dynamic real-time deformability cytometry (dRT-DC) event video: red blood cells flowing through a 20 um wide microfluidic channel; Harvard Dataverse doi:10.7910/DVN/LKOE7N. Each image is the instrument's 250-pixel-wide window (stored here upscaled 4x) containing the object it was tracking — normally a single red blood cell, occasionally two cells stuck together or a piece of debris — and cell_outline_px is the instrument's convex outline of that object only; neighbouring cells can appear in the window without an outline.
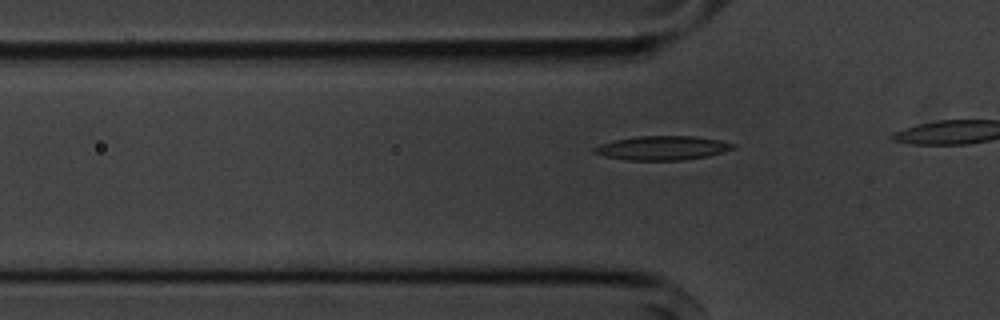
{"species": "common noctule bat (a hibernating species)", "species_latin": "Nyctalus noctula", "temperature_condition": "cold", "stored_images_in_passage": 16, "camera_frame_rate_fps": 3000, "um_per_image_px": 0.085, "animal": {"sex": "male", "body_mass_g": 20.1, "forearm_length_mm": 53.5}, "frame": {"image": 1, "passage_image": 10, "time_ms": 3.0, "image_size_px": [1000, 320], "cell_outline_px": [[736, 144], [732, 148], [720, 152], [704, 156], [680, 160], [624, 160], [604, 156], [592, 152], [592, 148], [600, 144], [612, 140], [636, 136], [692, 136], [720, 140]], "centroid_in_image_um": [56.19, 12.57], "position_along_channel_um": 69.6, "area_um2": 19.31}}
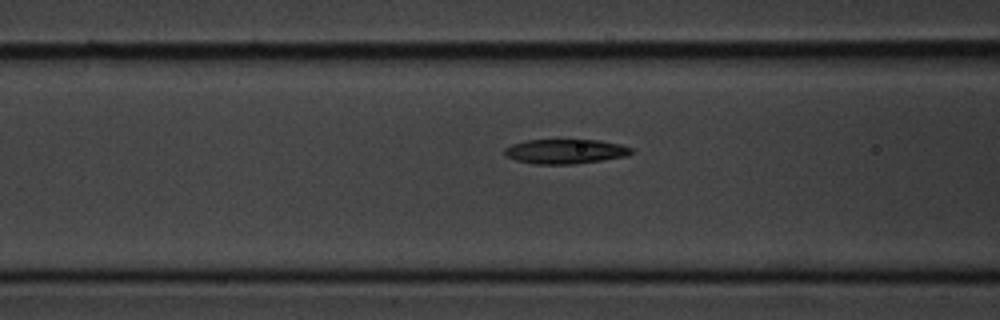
{"frame": {"image": 2, "passage_image": 14, "time_ms": 4.333, "image_size_px": [1000, 320], "cell_outline_px": [[636, 152], [628, 156], [572, 164], [536, 164], [516, 160], [504, 156], [504, 148], [512, 144], [528, 140], [600, 140], [620, 144], [632, 148]], "centroid_in_image_um": [48.07, 12.87], "position_along_channel_um": 118.5, "area_um2": 18.21}}